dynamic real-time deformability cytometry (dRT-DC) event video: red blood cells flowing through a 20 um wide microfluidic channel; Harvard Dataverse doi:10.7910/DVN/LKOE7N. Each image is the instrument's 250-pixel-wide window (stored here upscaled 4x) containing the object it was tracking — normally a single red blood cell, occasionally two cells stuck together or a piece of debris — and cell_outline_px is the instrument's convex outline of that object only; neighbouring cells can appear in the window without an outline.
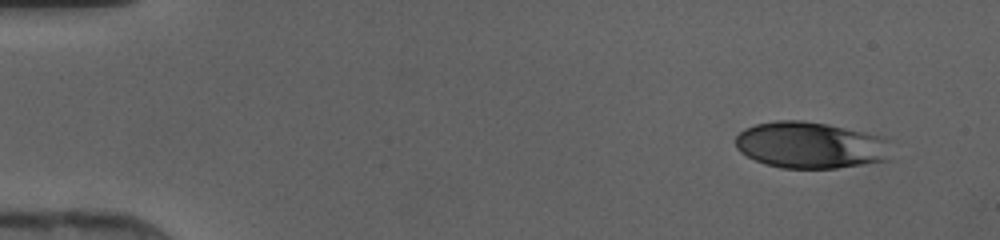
{"species": "human", "species_latin": "Homo sapiens", "temperature_condition": "cold", "stored_images_in_passage": 43, "camera_frame_rate_fps": 3000, "um_per_image_px": 0.085, "donor": {"sex": "female"}, "frame": {"image": 1, "passage_image": 1, "time_ms": 0.0, "image_size_px": [1000, 240], "cell_outline_px": [[892, 160], [836, 168], [780, 168], [764, 164], [740, 152], [736, 148], [736, 136], [744, 128], [756, 124], [776, 120], [800, 120], [828, 124], [864, 132], [880, 136], [888, 140]], "centroid_in_image_um": [68.9, 12.34], "position_along_channel_um": 16.1, "area_um2": 42.48}}
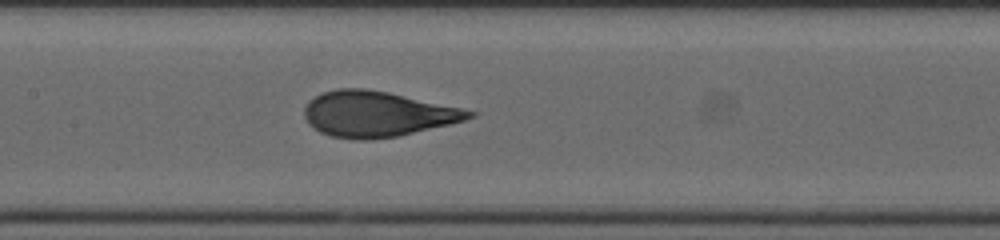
{"frame": {"image": 2, "passage_image": 20, "time_ms": 6.333, "image_size_px": [1000, 240], "cell_outline_px": [[476, 116], [464, 120], [448, 124], [396, 136], [364, 140], [356, 140], [332, 136], [320, 132], [308, 124], [304, 116], [304, 108], [308, 100], [324, 92], [336, 88], [364, 88], [388, 92], [460, 108], [476, 112]], "centroid_in_image_um": [32.0, 9.68], "position_along_channel_um": 175.4, "area_um2": 43.23}}
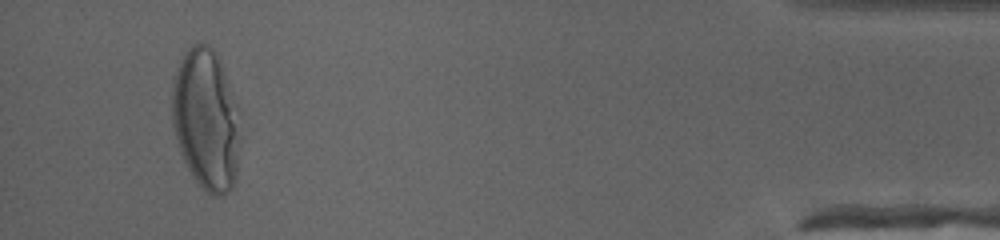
{"frame": {"image": 3, "passage_image": 41, "time_ms": 13.333, "image_size_px": [1000, 240], "cell_outline_px": [[240, 136], [236, 172], [232, 184], [228, 192], [224, 196], [212, 196], [204, 192], [192, 176], [180, 152], [176, 140], [172, 124], [172, 88], [176, 72], [180, 60], [188, 48], [196, 44], [208, 44], [216, 52], [240, 104]], "centroid_in_image_um": [17.54, 10.16], "position_along_channel_um": 417.7, "area_um2": 56.93}}